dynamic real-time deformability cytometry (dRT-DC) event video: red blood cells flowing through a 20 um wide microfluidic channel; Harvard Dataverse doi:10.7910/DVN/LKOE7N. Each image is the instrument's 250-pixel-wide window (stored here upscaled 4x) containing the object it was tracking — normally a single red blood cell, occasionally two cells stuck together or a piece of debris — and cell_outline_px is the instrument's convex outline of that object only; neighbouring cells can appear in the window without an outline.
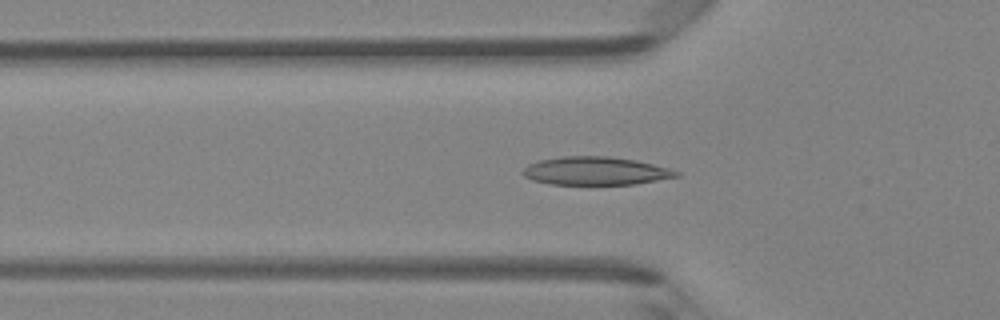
{"species": "Egyptian fruit bat (a non-hibernating species)", "species_latin": "Rousettus aegyptiacus", "temperature_condition": "room temperature", "stored_images_in_passage": 39, "camera_frame_rate_fps": 3000, "um_per_image_px": 0.085, "animal": {"sex": "female"}, "frame": {"image": 1, "passage_image": 8, "time_ms": 2.333, "image_size_px": [1000, 320], "cell_outline_px": [[680, 176], [636, 184], [548, 184], [532, 180], [524, 176], [520, 172], [528, 164], [540, 160], [560, 156], [608, 156], [636, 160], [668, 168], [680, 172]], "centroid_in_image_um": [50.6, 14.53], "position_along_channel_um": 75.2, "area_um2": 25.26}}
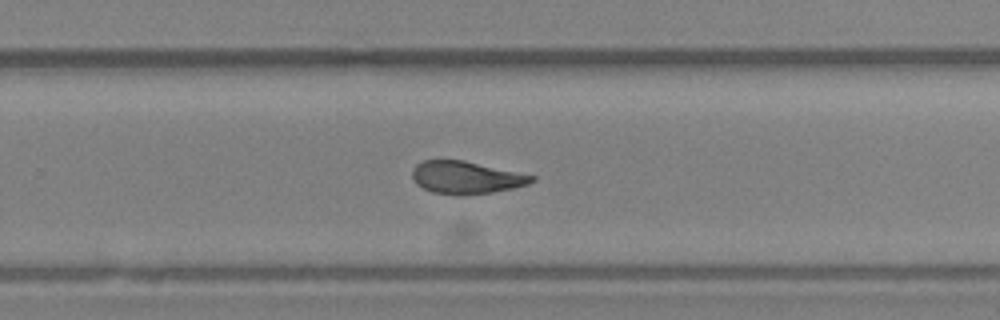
{"frame": {"image": 2, "passage_image": 23, "time_ms": 7.333, "image_size_px": [1000, 320], "cell_outline_px": [[536, 180], [528, 184], [512, 188], [492, 192], [460, 196], [432, 192], [416, 184], [412, 176], [412, 168], [416, 164], [424, 160], [464, 160], [536, 176]], "centroid_in_image_um": [39.61, 15.09], "position_along_channel_um": 290.2, "area_um2": 22.72}}
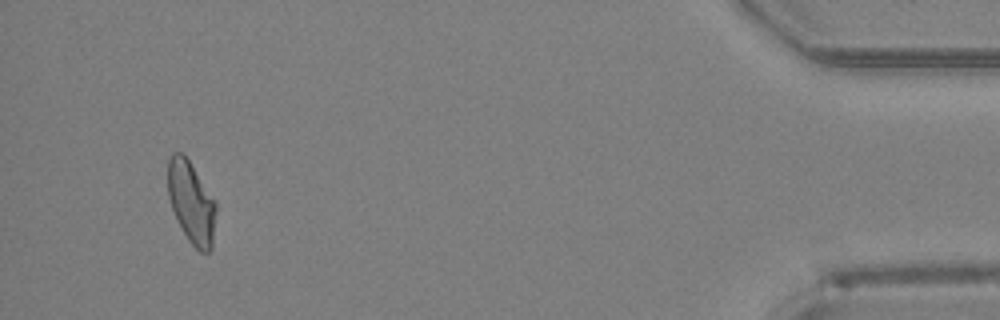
{"frame": {"image": 3, "passage_image": 37, "time_ms": 12.0, "image_size_px": [1000, 320], "cell_outline_px": [[216, 208], [212, 248], [208, 252], [200, 252], [188, 240], [172, 208], [168, 196], [168, 160], [172, 152], [180, 152], [188, 160], [216, 200]], "centroid_in_image_um": [16.27, 17.2], "position_along_channel_um": 418.9, "area_um2": 22.72}, "authors_computed_cell_mechanics": {"area_um2": 23.3512, "velocity_mm_per_s": 4.3266, "shape_relaxation_time_tau1_ms": null, "shape_relaxation_time_tau2_ms": 2.1491, "deformation_change_tau1": null, "deformation_change_tau2": 0.0701}}